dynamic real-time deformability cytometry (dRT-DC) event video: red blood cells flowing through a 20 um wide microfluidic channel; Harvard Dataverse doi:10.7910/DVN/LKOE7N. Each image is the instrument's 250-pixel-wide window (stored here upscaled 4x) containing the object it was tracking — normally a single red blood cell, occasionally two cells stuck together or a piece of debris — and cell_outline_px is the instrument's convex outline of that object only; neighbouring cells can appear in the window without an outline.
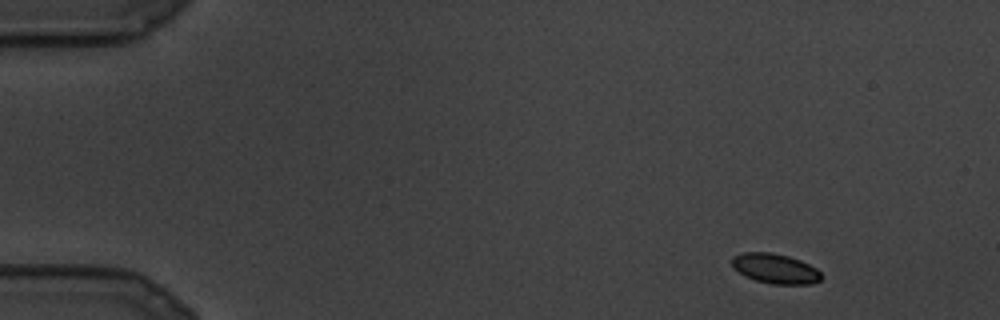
{"species": "common noctule bat (a hibernating species)", "species_latin": "Nyctalus noctula", "temperature_condition": "cold", "stored_images_in_passage": 10, "segment_of_instrument_passage": [1, 2], "camera_frame_rate_fps": 3000, "um_per_image_px": 0.085, "animal": {"sex": "male", "body_mass_g": 19.5, "forearm_length_mm": 54.6}, "frame": {"image": 1, "passage_image": 1, "time_ms": 0.0, "image_size_px": [1000, 320], "cell_outline_px": [[824, 276], [820, 280], [812, 284], [772, 284], [756, 280], [744, 276], [732, 268], [732, 256], [744, 252], [772, 252], [788, 256], [800, 260], [816, 268]], "centroid_in_image_um": [65.89, 22.83], "position_along_channel_um": 19.1, "area_um2": 15.72}}
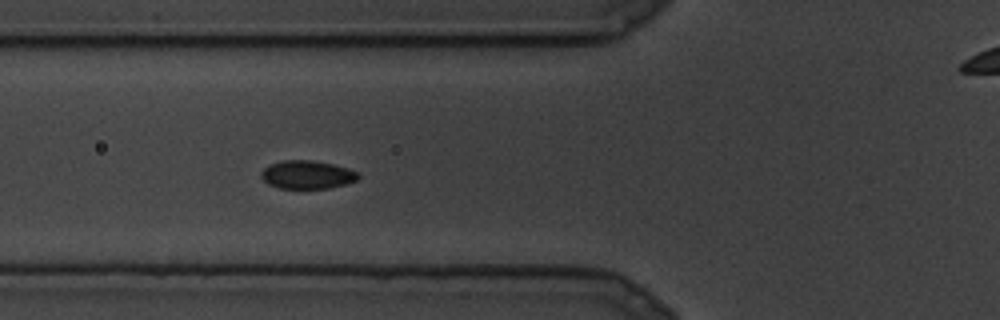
{"frame": {"image": 2, "passage_image": 9, "time_ms": 2.667, "image_size_px": [1000, 320], "cell_outline_px": [[360, 176], [356, 180], [344, 184], [328, 188], [280, 188], [268, 184], [260, 176], [260, 172], [268, 164], [284, 160], [312, 160], [332, 164], [348, 168], [360, 172]], "centroid_in_image_um": [26.1, 14.84], "position_along_channel_um": 99.7, "area_um2": 16.01}}